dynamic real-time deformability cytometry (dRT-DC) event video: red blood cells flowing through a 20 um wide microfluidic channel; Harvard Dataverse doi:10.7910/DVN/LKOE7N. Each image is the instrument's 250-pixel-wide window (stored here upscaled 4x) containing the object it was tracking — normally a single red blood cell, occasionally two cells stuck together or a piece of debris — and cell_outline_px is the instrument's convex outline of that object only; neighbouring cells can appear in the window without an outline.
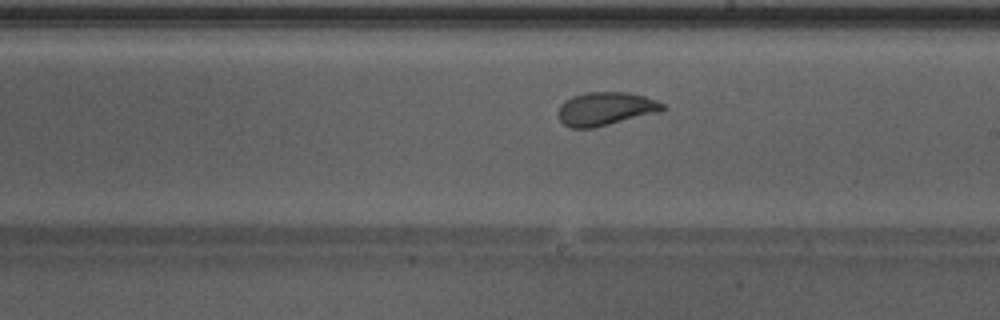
{"species": "Egyptian fruit bat (a non-hibernating species)", "species_latin": "Rousettus aegyptiacus", "temperature_condition": "warm", "stored_images_in_passage": 28, "camera_frame_rate_fps": 3000, "um_per_image_px": 0.085, "animal": {"sex": "male"}, "frame": {"image": 1, "passage_image": 16, "time_ms": 5.0, "image_size_px": [1000, 320], "cell_outline_px": [[668, 108], [660, 112], [592, 128], [572, 128], [564, 124], [556, 116], [556, 112], [560, 104], [564, 100], [572, 96], [588, 92], [628, 92], [644, 96], [656, 100], [664, 104]], "centroid_in_image_um": [51.45, 9.24], "position_along_channel_um": 237.5, "area_um2": 20.52}, "authors_computed_cell_mechanics": {"area_um2": 20.7213, "velocity_mm_per_s": 4.2758, "shape_relaxation_time_tau1_ms": 3.8512, "shape_relaxation_time_tau2_ms": 0.9806, "deformation_change_tau1": 0.1182, "deformation_change_tau2": 0.0609}}